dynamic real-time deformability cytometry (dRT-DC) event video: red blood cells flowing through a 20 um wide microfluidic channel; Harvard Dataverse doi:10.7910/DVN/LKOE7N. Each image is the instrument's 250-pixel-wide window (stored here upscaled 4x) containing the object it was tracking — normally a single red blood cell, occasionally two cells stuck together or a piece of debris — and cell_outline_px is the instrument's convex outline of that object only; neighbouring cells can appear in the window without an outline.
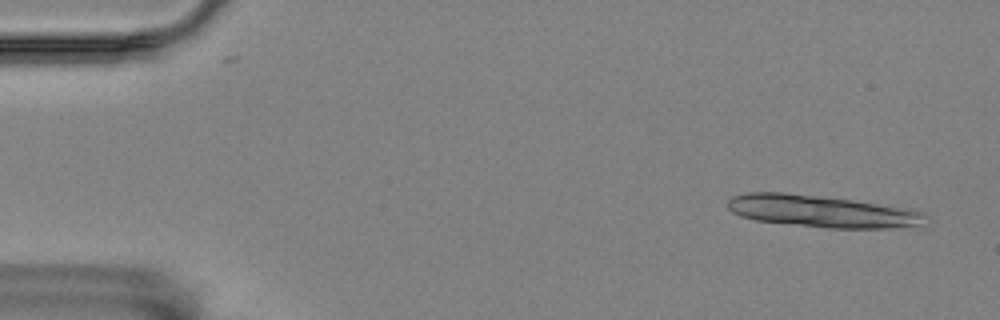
{"species": "Egyptian fruit bat (a non-hibernating species)", "species_latin": "Rousettus aegyptiacus", "temperature_condition": "room temperature", "stored_images_in_passage": 12, "camera_frame_rate_fps": 3000, "um_per_image_px": 0.085, "animal": {"sex": "female"}, "frame": {"image": 1, "passage_image": 1, "time_ms": 0.0, "image_size_px": [1000, 320], "cell_outline_px": [[924, 216], [920, 224], [888, 228], [828, 228], [756, 220], [740, 216], [732, 212], [728, 208], [728, 200], [732, 196], [748, 192], [784, 192], [852, 200], [912, 208], [920, 212]], "centroid_in_image_um": [69.78, 17.94], "position_along_channel_um": 15.2, "area_um2": 36.47}}